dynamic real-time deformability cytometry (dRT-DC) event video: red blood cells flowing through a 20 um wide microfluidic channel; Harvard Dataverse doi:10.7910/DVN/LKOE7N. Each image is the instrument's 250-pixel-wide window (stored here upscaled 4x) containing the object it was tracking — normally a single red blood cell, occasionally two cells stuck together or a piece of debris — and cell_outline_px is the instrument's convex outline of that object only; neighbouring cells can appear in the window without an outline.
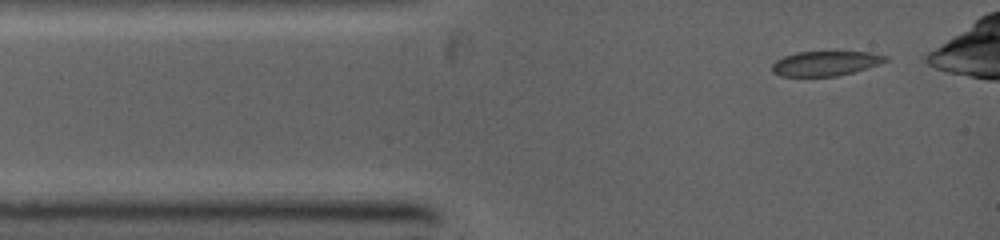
{"species": "common noctule bat (a hibernating species)", "species_latin": "Nyctalus noctula", "temperature_condition": "warm", "stored_images_in_passage": 8, "camera_frame_rate_fps": 5000, "um_per_image_px": 0.085, "animal": {"sex": "female", "body_mass_g": 19.0, "forearm_length_mm": 53.3}, "frame": {"image": 1, "passage_image": 1, "time_ms": 0.0, "image_size_px": [1000, 240], "cell_outline_px": [[888, 60], [880, 64], [868, 68], [836, 76], [780, 76], [772, 72], [772, 64], [776, 60], [784, 56], [796, 52], [872, 52], [888, 56]], "centroid_in_image_um": [70.17, 5.39], "position_along_channel_um": 14.8, "area_um2": 16.36}}
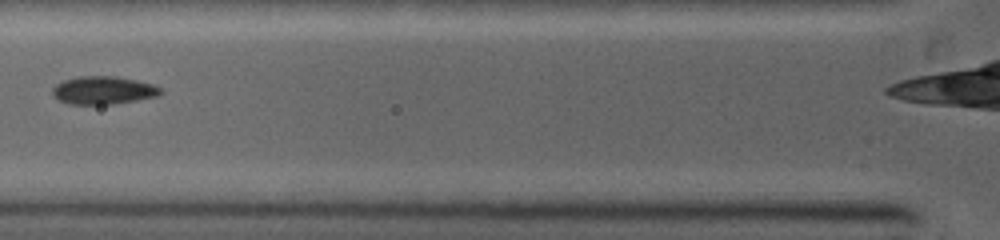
{"frame": {"image": 2, "passage_image": 6, "time_ms": 3.0, "image_size_px": [1000, 240], "cell_outline_px": [[164, 92], [156, 96], [136, 100], [112, 104], [68, 104], [52, 96], [52, 88], [56, 84], [64, 80], [80, 76], [116, 76], [136, 80], [152, 84], [160, 88]], "centroid_in_image_um": [8.76, 7.67], "position_along_channel_um": 117.0, "area_um2": 17.57}}
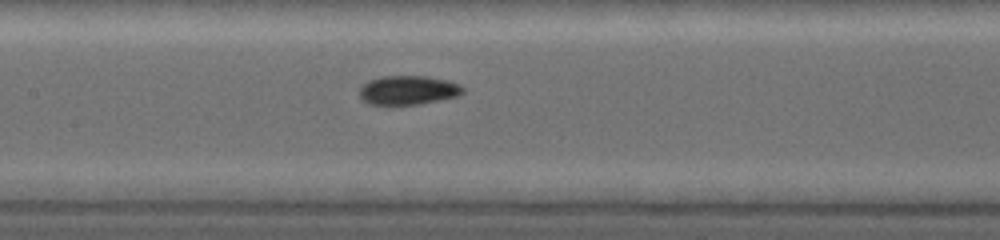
{"frame": {"image": 3, "passage_image": 8, "time_ms": 4.2, "image_size_px": [1000, 240], "cell_outline_px": [[464, 92], [460, 96], [416, 104], [368, 104], [360, 96], [360, 84], [368, 80], [380, 76], [428, 76], [448, 80], [460, 84], [464, 88]], "centroid_in_image_um": [34.7, 7.64], "position_along_channel_um": 172.7, "area_um2": 17.63}}